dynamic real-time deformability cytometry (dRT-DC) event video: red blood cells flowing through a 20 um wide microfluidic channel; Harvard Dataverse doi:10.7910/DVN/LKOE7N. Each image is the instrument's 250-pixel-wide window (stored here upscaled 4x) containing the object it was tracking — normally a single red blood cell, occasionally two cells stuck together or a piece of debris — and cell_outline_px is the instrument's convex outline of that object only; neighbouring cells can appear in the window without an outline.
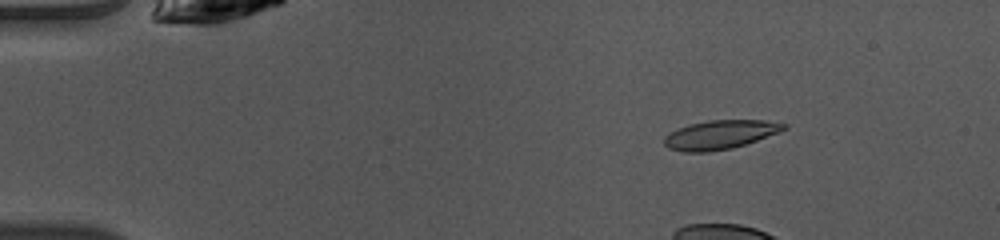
{"species": "common noctule bat (a hibernating species)", "species_latin": "Nyctalus noctula", "temperature_condition": "warm", "stored_images_in_passage": 49, "camera_frame_rate_fps": 3000, "um_per_image_px": 0.085, "animal": {"sex": "female", "body_mass_g": 10.0, "forearm_length_mm": 53.1}, "frame": {"image": 1, "passage_image": 8, "time_ms": 2.333, "image_size_px": [1000, 240], "cell_outline_px": [[788, 128], [780, 132], [732, 148], [708, 152], [684, 152], [668, 148], [664, 144], [664, 136], [668, 132], [688, 124], [708, 120], [764, 120], [788, 124]], "centroid_in_image_um": [61.18, 11.44], "position_along_channel_um": 23.8, "area_um2": 20.29}}